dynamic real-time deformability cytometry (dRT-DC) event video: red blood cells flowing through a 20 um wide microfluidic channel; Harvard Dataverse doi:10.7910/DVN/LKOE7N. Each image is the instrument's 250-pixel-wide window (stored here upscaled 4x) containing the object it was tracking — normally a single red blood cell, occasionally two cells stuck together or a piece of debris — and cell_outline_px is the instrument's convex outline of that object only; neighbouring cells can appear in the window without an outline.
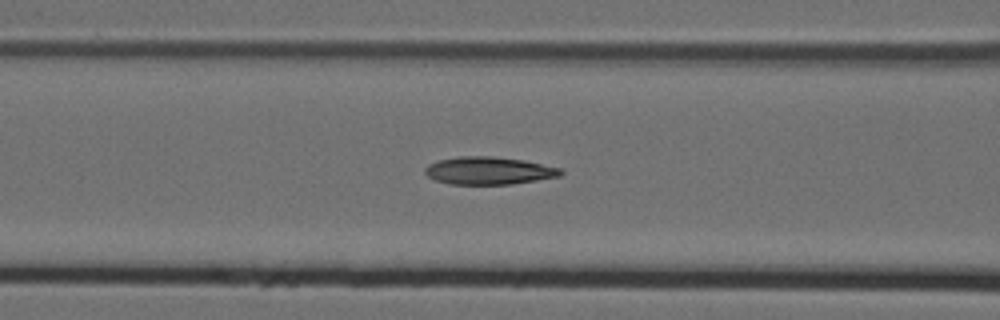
{"species": "Egyptian fruit bat (a non-hibernating species)", "species_latin": "Rousettus aegyptiacus", "temperature_condition": "cold", "stored_images_in_passage": 8, "camera_frame_rate_fps": 3000, "um_per_image_px": 0.085, "animal": {"sex": "female"}, "frame": {"image": 1, "passage_image": 8, "time_ms": 2.333, "image_size_px": [1000, 320], "cell_outline_px": [[564, 172], [560, 176], [512, 184], [448, 184], [436, 180], [428, 176], [424, 172], [424, 168], [428, 164], [436, 160], [456, 156], [492, 156], [524, 160], [560, 168]], "centroid_in_image_um": [41.51, 14.5], "position_along_channel_um": 125.1, "area_um2": 21.96}}